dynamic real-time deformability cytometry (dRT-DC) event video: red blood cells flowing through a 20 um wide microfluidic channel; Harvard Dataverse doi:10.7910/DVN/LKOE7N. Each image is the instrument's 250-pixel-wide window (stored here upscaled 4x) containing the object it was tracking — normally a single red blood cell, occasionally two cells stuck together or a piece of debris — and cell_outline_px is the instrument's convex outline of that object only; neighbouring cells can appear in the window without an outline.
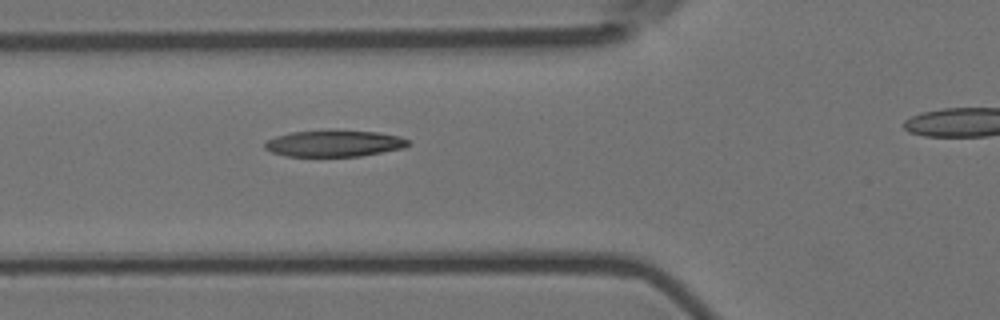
{"species": "Egyptian fruit bat (a non-hibernating species)", "species_latin": "Rousettus aegyptiacus", "temperature_condition": "room temperature", "stored_images_in_passage": 7, "segment_of_instrument_passage": [1, 2], "camera_frame_rate_fps": 3000, "um_per_image_px": 0.085, "animal": {"sex": "female"}, "frame": {"image": 1, "passage_image": 6, "time_ms": 1.667, "image_size_px": [1000, 320], "cell_outline_px": [[408, 144], [404, 148], [360, 156], [288, 156], [272, 152], [264, 148], [264, 144], [268, 140], [276, 136], [292, 132], [376, 132], [400, 136], [408, 140]], "centroid_in_image_um": [28.41, 12.22], "position_along_channel_um": 97.4, "area_um2": 21.27}}